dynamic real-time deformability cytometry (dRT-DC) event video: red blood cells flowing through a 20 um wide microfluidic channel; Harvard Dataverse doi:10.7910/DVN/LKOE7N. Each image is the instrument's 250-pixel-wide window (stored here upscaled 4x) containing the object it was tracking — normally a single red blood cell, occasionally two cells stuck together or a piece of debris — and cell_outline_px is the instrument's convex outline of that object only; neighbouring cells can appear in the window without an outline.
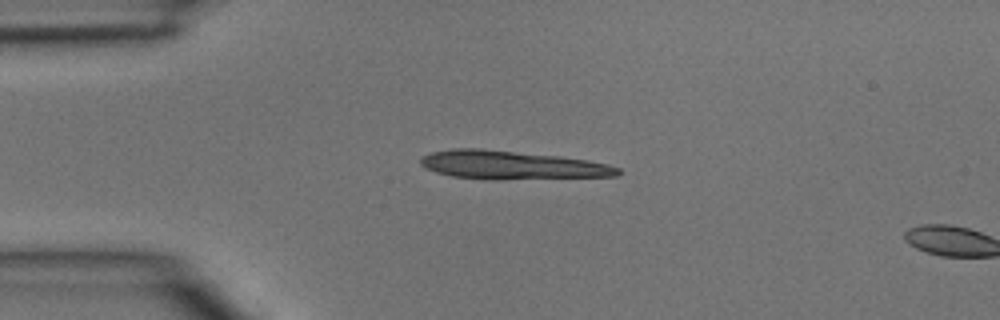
{"species": "common noctule bat (a hibernating species)", "species_latin": "Nyctalus noctula", "temperature_condition": "room temperature", "stored_images_in_passage": 3, "camera_frame_rate_fps": 3000, "um_per_image_px": 0.085, "animal": {"sex": "male", "body_mass_g": 15.6}, "frame": {"image": 1, "passage_image": 1, "time_ms": 0.0, "image_size_px": [1000, 320], "cell_outline_px": [[620, 172], [616, 176], [492, 180], [488, 180], [452, 176], [436, 172], [424, 168], [420, 164], [420, 156], [432, 152], [452, 148], [480, 148], [560, 156], [588, 160], [608, 164], [620, 168]], "centroid_in_image_um": [43.46, 14.03], "position_along_channel_um": 41.5, "area_um2": 33.06}}